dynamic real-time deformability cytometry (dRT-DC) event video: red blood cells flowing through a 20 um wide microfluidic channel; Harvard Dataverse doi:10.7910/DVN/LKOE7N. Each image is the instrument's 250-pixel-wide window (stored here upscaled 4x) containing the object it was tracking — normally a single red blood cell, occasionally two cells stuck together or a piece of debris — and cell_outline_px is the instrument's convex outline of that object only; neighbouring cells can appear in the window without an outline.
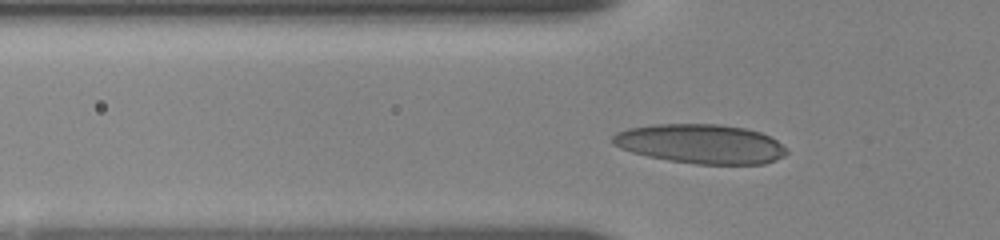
{"species": "human", "species_latin": "Homo sapiens", "temperature_condition": "room temperature", "stored_images_in_passage": 13, "camera_frame_rate_fps": 3000, "um_per_image_px": 0.085, "donor": {"sex": "female"}, "frame": {"image": 1, "passage_image": 5, "time_ms": 2.667, "image_size_px": [1000, 240], "cell_outline_px": [[788, 152], [784, 156], [776, 160], [764, 164], [696, 164], [668, 160], [648, 156], [632, 152], [620, 148], [612, 144], [612, 136], [616, 132], [628, 128], [652, 124], [720, 124], [744, 128], [760, 132], [776, 140], [788, 148]], "centroid_in_image_um": [59.56, 12.23], "position_along_channel_um": 66.2, "area_um2": 40.06}}
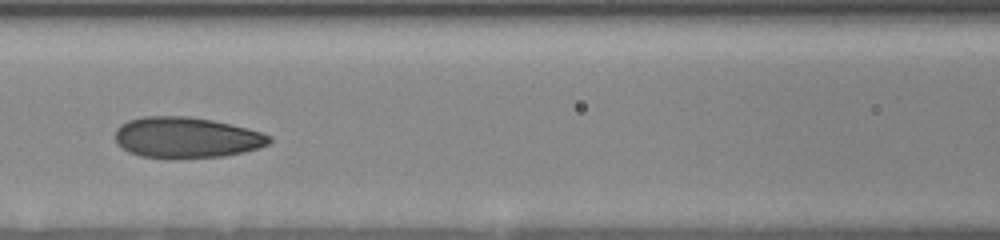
{"frame": {"image": 2, "passage_image": 10, "time_ms": 5.0, "image_size_px": [1000, 240], "cell_outline_px": [[272, 140], [268, 144], [260, 148], [244, 152], [224, 156], [140, 156], [128, 152], [116, 144], [116, 128], [120, 124], [128, 120], [144, 116], [188, 116], [212, 120], [232, 124], [248, 128], [272, 136]], "centroid_in_image_um": [15.85, 11.66], "position_along_channel_um": 150.7, "area_um2": 36.24}}
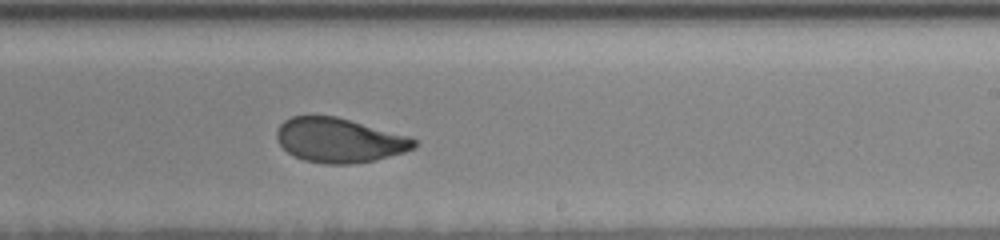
{"frame": {"image": 3, "passage_image": 13, "time_ms": 8.0, "image_size_px": [1000, 240], "cell_outline_px": [[416, 148], [404, 152], [376, 160], [352, 164], [324, 164], [304, 160], [288, 152], [280, 144], [276, 136], [276, 132], [280, 124], [284, 120], [292, 116], [336, 116], [408, 136], [416, 140]], "centroid_in_image_um": [28.84, 11.93], "position_along_channel_um": 260.2, "area_um2": 35.43}}